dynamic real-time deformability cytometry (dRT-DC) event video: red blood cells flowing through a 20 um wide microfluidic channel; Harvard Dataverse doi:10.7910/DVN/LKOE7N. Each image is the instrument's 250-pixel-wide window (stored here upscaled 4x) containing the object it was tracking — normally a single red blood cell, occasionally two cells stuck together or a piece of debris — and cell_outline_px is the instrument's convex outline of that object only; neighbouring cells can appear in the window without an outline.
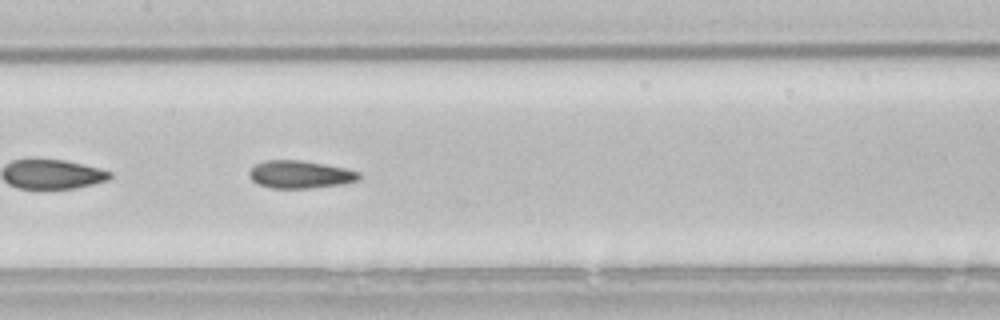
{"species": "common noctule bat (a hibernating species)", "species_latin": "Nyctalus noctula", "temperature_condition": "room temperature", "stored_images_in_passage": 52, "camera_frame_rate_fps": 3000, "um_per_image_px": 0.085, "animal": {"sex": "male", "body_mass_g": 21.5, "forearm_length_mm": 52.0}, "frame": {"image": 1, "passage_image": 25, "time_ms": 8.0, "image_size_px": [1000, 320], "cell_outline_px": [[360, 176], [356, 180], [344, 184], [312, 188], [272, 188], [256, 184], [248, 176], [248, 172], [256, 164], [264, 160], [300, 160], [324, 164], [344, 168], [360, 172]], "centroid_in_image_um": [25.47, 14.83], "position_along_channel_um": 181.9, "area_um2": 17.74}}
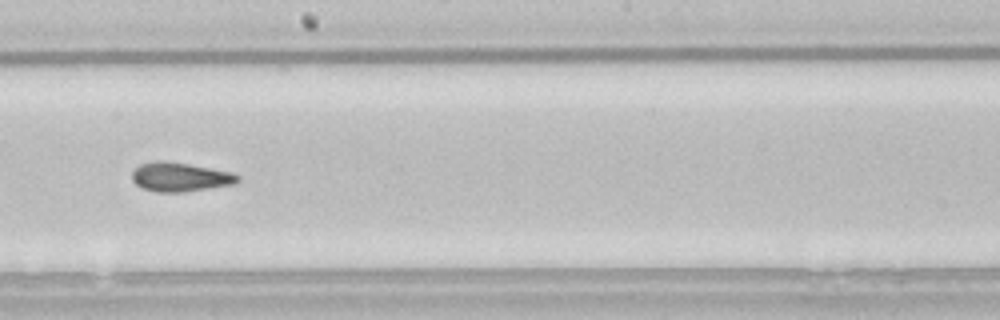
{"frame": {"image": 2, "passage_image": 29, "time_ms": 9.333, "image_size_px": [1000, 320], "cell_outline_px": [[240, 180], [236, 184], [184, 192], [156, 192], [144, 188], [136, 184], [132, 180], [132, 172], [140, 164], [160, 160], [188, 164], [232, 172], [240, 176]], "centroid_in_image_um": [15.34, 15.05], "position_along_channel_um": 232.9, "area_um2": 17.86}, "authors_computed_cell_mechanics": {"area_um2": 17.8602, "velocity_mm_per_s": 3.8397, "shape_relaxation_time_tau1_ms": null, "shape_relaxation_time_tau2_ms": 3.4357, "deformation_change_tau1": null, "deformation_change_tau2": 0.1081}}